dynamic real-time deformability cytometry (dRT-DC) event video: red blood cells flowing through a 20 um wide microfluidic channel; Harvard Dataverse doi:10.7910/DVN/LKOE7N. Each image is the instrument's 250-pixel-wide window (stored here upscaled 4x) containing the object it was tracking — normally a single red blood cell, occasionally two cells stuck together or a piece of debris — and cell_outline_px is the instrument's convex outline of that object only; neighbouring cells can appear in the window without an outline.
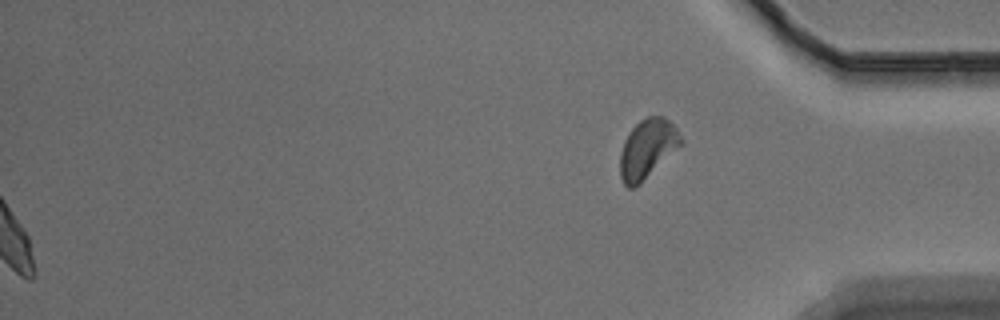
{"species": "Egyptian fruit bat (a non-hibernating species)", "species_latin": "Rousettus aegyptiacus", "temperature_condition": "warm", "stored_images_in_passage": 43, "segment_of_instrument_passage": [2, 2], "camera_frame_rate_fps": 3000, "um_per_image_px": 0.085, "animal": {"sex": "male"}, "frame": {"image": 1, "passage_image": 43, "time_ms": 14.0, "image_size_px": [1000, 320], "cell_outline_px": [[684, 144], [640, 184], [632, 188], [628, 188], [624, 184], [620, 176], [620, 152], [624, 140], [632, 128], [640, 120], [648, 116], [664, 116], [676, 128], [684, 140]], "centroid_in_image_um": [55.05, 12.65], "position_along_channel_um": 380.1, "area_um2": 21.21}}